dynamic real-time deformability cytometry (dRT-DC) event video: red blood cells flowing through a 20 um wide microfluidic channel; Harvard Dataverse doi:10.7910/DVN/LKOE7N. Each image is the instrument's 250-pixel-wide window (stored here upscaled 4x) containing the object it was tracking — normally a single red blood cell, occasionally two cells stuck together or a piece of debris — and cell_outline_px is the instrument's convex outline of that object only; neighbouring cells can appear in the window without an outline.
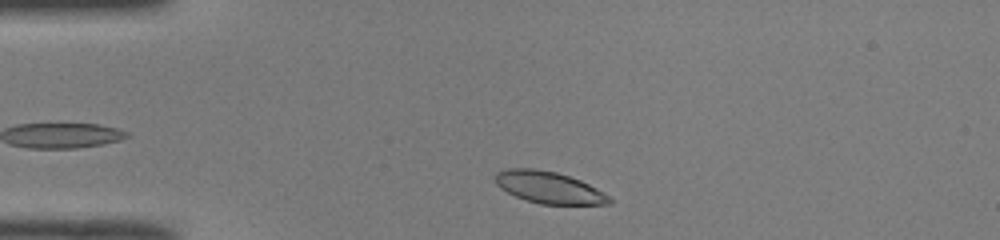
{"species": "common noctule bat (a hibernating species)", "species_latin": "Nyctalus noctula", "temperature_condition": "room temperature", "stored_images_in_passage": 36, "camera_frame_rate_fps": 3000, "um_per_image_px": 0.085, "animal": {"sex": "male", "body_mass_g": 19.0, "forearm_length_mm": 50.8}, "frame": {"image": 1, "passage_image": 2, "time_ms": 0.333, "image_size_px": [1000, 240], "cell_outline_px": [[616, 200], [612, 204], [540, 204], [516, 196], [500, 188], [496, 184], [496, 172], [504, 168], [532, 168], [556, 172], [580, 180], [596, 188]], "centroid_in_image_um": [46.68, 15.93], "position_along_channel_um": 38.3, "area_um2": 21.1}}
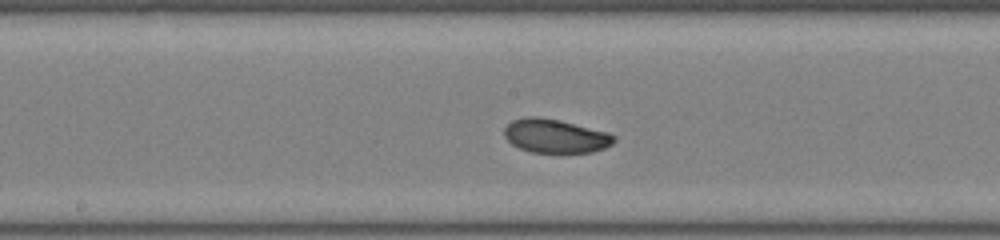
{"frame": {"image": 2, "passage_image": 17, "time_ms": 5.333, "image_size_px": [1000, 240], "cell_outline_px": [[616, 140], [612, 144], [604, 148], [592, 152], [560, 156], [532, 152], [520, 148], [512, 144], [504, 136], [504, 128], [512, 120], [528, 116], [540, 116], [560, 120], [608, 132], [616, 136]], "centroid_in_image_um": [47.23, 11.6], "position_along_channel_um": 201.0, "area_um2": 22.48}}
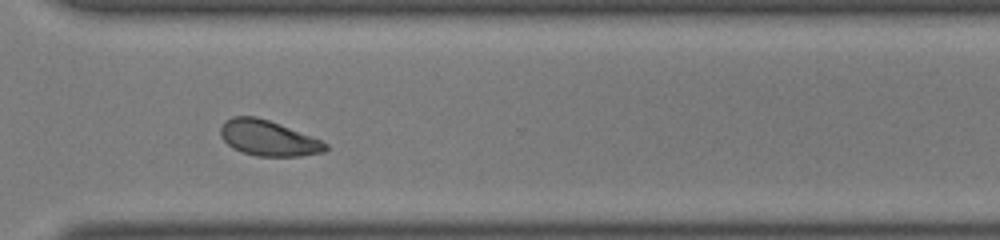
{"frame": {"image": 3, "passage_image": 28, "time_ms": 9.0, "image_size_px": [1000, 240], "cell_outline_px": [[328, 148], [324, 152], [300, 156], [256, 156], [232, 148], [220, 136], [220, 128], [224, 120], [232, 116], [256, 116], [268, 120], [312, 136], [328, 144]], "centroid_in_image_um": [22.78, 11.73], "position_along_channel_um": 347.8, "area_um2": 21.68}, "authors_computed_cell_mechanics": {"area_um2": 21.6461, "velocity_mm_per_s": 3.979, "shape_relaxation_time_tau1_ms": 3.0126, "shape_relaxation_time_tau2_ms": 4.2689, "deformation_change_tau1": 0.117, "deformation_change_tau2": 0.067}}